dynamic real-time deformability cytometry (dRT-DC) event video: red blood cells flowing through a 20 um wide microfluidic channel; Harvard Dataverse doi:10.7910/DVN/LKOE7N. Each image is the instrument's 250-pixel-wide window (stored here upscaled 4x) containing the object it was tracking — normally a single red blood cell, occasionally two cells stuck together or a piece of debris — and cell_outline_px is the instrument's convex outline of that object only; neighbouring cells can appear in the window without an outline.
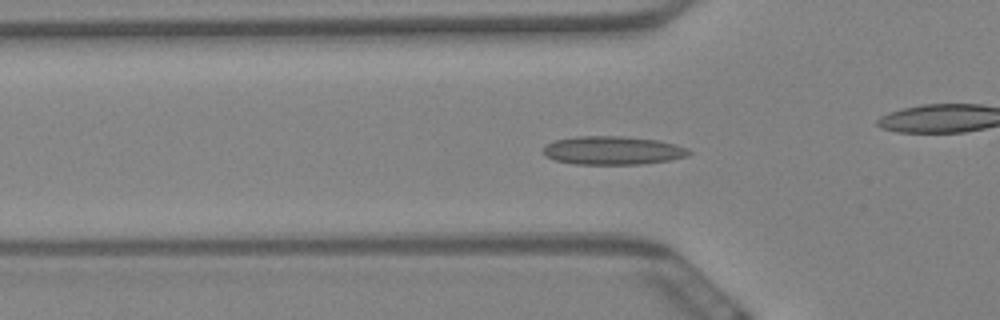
{"species": "Egyptian fruit bat (a non-hibernating species)", "species_latin": "Rousettus aegyptiacus", "temperature_condition": "warm", "stored_images_in_passage": 54, "camera_frame_rate_fps": 3000, "um_per_image_px": 0.085, "animal": {"sex": "female"}, "frame": {"image": 1, "passage_image": 13, "time_ms": 4.0, "image_size_px": [1000, 320], "cell_outline_px": [[692, 152], [688, 156], [668, 160], [640, 164], [572, 164], [556, 160], [544, 156], [544, 148], [548, 144], [556, 140], [576, 136], [620, 136], [656, 140], [676, 144], [688, 148]], "centroid_in_image_um": [52.1, 12.79], "position_along_channel_um": 73.7, "area_um2": 24.04}}
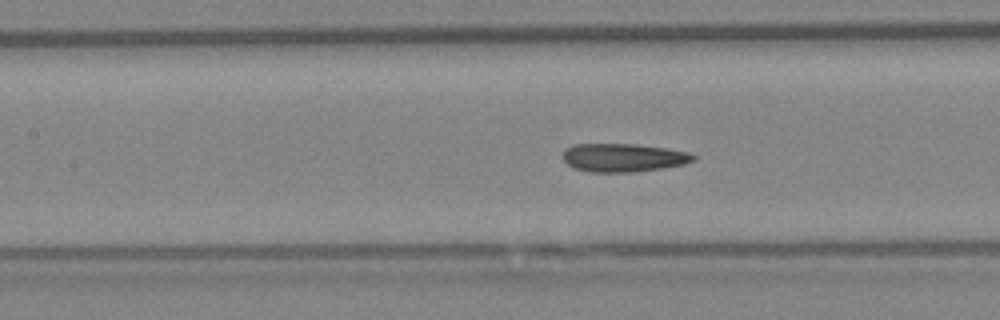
{"frame": {"image": 2, "passage_image": 20, "time_ms": 6.333, "image_size_px": [1000, 320], "cell_outline_px": [[696, 160], [684, 164], [636, 172], [592, 172], [572, 168], [560, 156], [564, 148], [572, 144], [636, 144], [668, 148], [688, 152], [696, 156]], "centroid_in_image_um": [52.94, 13.39], "position_along_channel_um": 154.5, "area_um2": 21.85}}
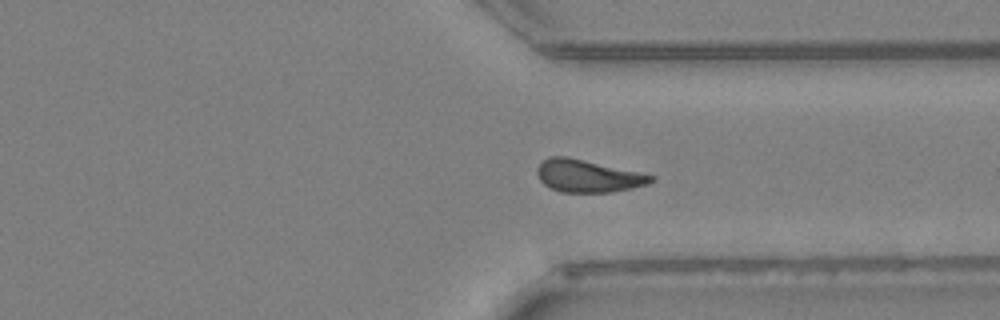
{"frame": {"image": 3, "passage_image": 38, "time_ms": 12.333, "image_size_px": [1000, 320], "cell_outline_px": [[656, 176], [648, 184], [632, 188], [608, 192], [560, 192], [544, 184], [540, 180], [536, 172], [536, 168], [548, 156], [568, 156]], "centroid_in_image_um": [49.94, 14.95], "position_along_channel_um": 361.5, "area_um2": 21.39}, "authors_computed_cell_mechanics": {"area_um2": 21.6172, "velocity_mm_per_s": 3.4531, "shape_relaxation_time_tau1_ms": null, "shape_relaxation_time_tau2_ms": 3.1039, "deformation_change_tau1": null, "deformation_change_tau2": 0.0886}}